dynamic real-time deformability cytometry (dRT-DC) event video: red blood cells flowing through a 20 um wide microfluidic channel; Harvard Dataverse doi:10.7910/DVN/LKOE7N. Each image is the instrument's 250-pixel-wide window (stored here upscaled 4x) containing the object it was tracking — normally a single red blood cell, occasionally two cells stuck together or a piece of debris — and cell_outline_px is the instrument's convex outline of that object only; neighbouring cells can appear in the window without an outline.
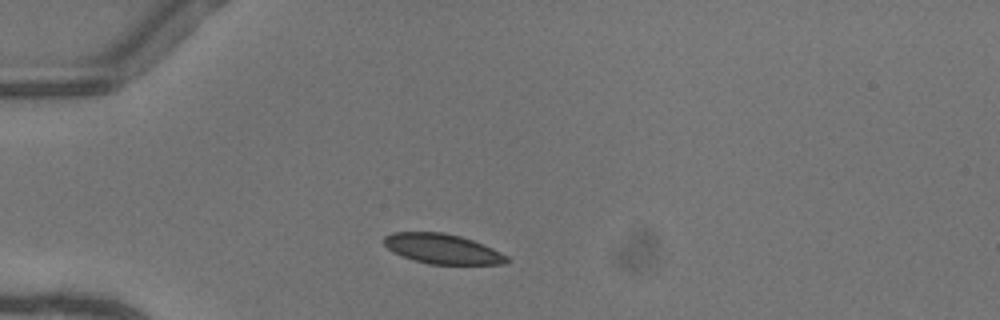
{"species": "common noctule bat (a hibernating species)", "species_latin": "Nyctalus noctula", "temperature_condition": "warm", "stored_images_in_passage": 38, "camera_frame_rate_fps": 3000, "um_per_image_px": 0.085, "animal": {"sex": "female"}, "frame": {"image": 1, "passage_image": 1, "time_ms": 0.0, "image_size_px": [1000, 320], "cell_outline_px": [[512, 260], [504, 264], [428, 264], [412, 260], [392, 252], [384, 244], [384, 236], [392, 232], [444, 232], [460, 236], [484, 244], [508, 256]], "centroid_in_image_um": [37.61, 21.15], "position_along_channel_um": 47.4, "area_um2": 21.56}}
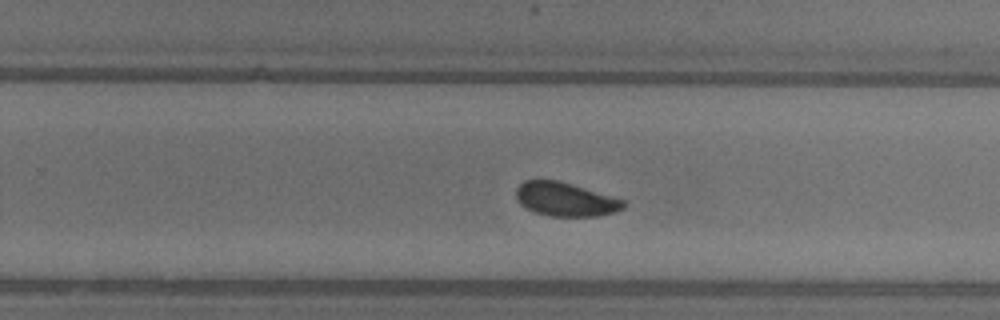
{"frame": {"image": 2, "passage_image": 20, "time_ms": 6.333, "image_size_px": [1000, 320], "cell_outline_px": [[628, 204], [624, 208], [616, 212], [596, 216], [548, 216], [536, 212], [520, 204], [516, 200], [516, 188], [524, 180], [560, 180], [624, 200]], "centroid_in_image_um": [48.07, 16.94], "position_along_channel_um": 281.7, "area_um2": 21.21}}
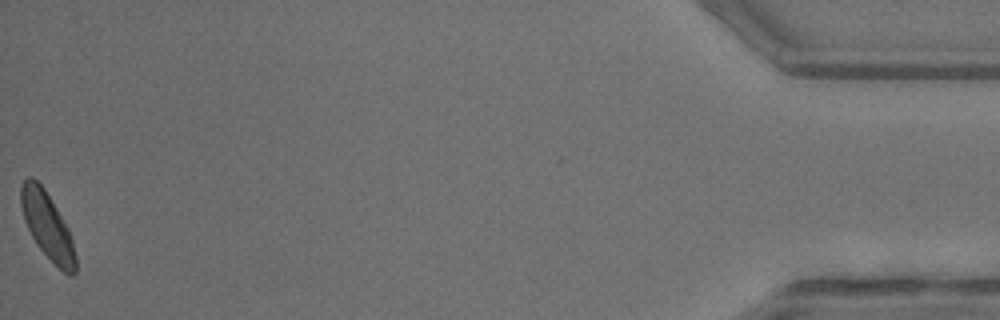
{"frame": {"image": 3, "passage_image": 38, "time_ms": 12.333, "image_size_px": [1000, 320], "cell_outline_px": [[76, 272], [72, 276], [68, 276], [36, 244], [24, 220], [20, 204], [20, 184], [28, 176], [32, 176], [44, 188], [68, 228], [72, 240], [76, 256]], "centroid_in_image_um": [4.01, 19.17], "position_along_channel_um": 431.2, "area_um2": 20.98}, "authors_computed_cell_mechanics": {"area_um2": 21.6461, "velocity_mm_per_s": 4.0775, "shape_relaxation_time_tau1_ms": 2.4042, "shape_relaxation_time_tau2_ms": null, "deformation_change_tau1": 0.1016, "deformation_change_tau2": null}}